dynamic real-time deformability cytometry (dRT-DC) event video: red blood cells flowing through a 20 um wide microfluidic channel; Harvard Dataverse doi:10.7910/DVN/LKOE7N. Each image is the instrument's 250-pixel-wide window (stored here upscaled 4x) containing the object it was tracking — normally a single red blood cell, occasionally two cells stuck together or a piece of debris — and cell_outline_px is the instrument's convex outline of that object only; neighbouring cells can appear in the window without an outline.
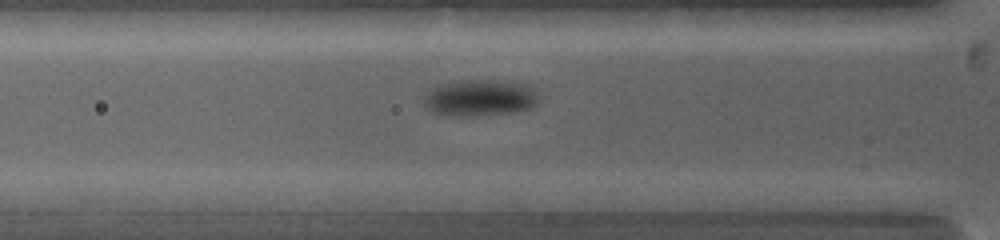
{"species": "common noctule bat (a hibernating species)", "species_latin": "Nyctalus noctula", "temperature_condition": "warm", "stored_images_in_passage": 23, "camera_frame_rate_fps": 5000, "um_per_image_px": 0.085, "animal": {"sex": "female", "body_mass_g": 19.0, "forearm_length_mm": 53.3}, "frame": {"image": 1, "passage_image": 9, "time_ms": 3.2, "image_size_px": [1000, 240], "cell_outline_px": [[540, 100], [532, 108], [512, 112], [488, 116], [440, 116], [424, 108], [424, 96], [436, 84], [460, 80], [512, 80], [528, 84], [536, 88], [540, 96]], "centroid_in_image_um": [40.83, 8.32], "position_along_channel_um": 85.0, "area_um2": 25.66}}
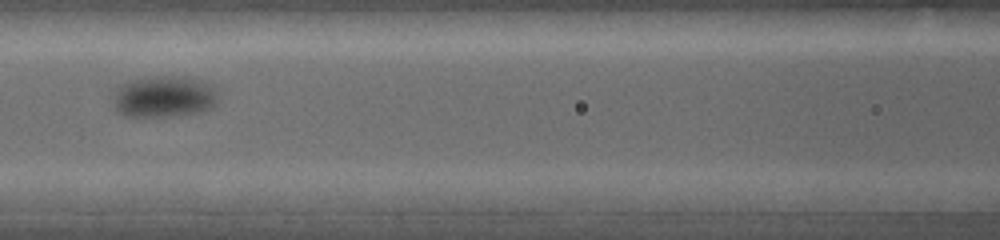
{"frame": {"image": 2, "passage_image": 13, "time_ms": 5.0, "image_size_px": [1000, 240], "cell_outline_px": [[216, 104], [212, 108], [200, 112], [168, 116], [124, 116], [112, 104], [116, 92], [124, 84], [132, 80], [156, 76], [184, 76], [200, 80], [212, 84], [216, 92]], "centroid_in_image_um": [13.99, 8.21], "position_along_channel_um": 152.6, "area_um2": 25.14}}
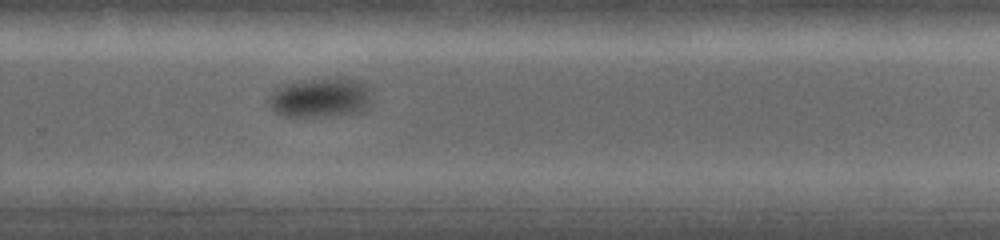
{"frame": {"image": 3, "passage_image": 23, "time_ms": 9.0, "image_size_px": [1000, 240], "cell_outline_px": [[368, 104], [360, 112], [336, 116], [280, 116], [268, 104], [268, 96], [276, 88], [300, 80], [348, 76], [360, 80], [368, 84]], "centroid_in_image_um": [27.23, 8.28], "position_along_channel_um": 302.6, "area_um2": 24.04}}